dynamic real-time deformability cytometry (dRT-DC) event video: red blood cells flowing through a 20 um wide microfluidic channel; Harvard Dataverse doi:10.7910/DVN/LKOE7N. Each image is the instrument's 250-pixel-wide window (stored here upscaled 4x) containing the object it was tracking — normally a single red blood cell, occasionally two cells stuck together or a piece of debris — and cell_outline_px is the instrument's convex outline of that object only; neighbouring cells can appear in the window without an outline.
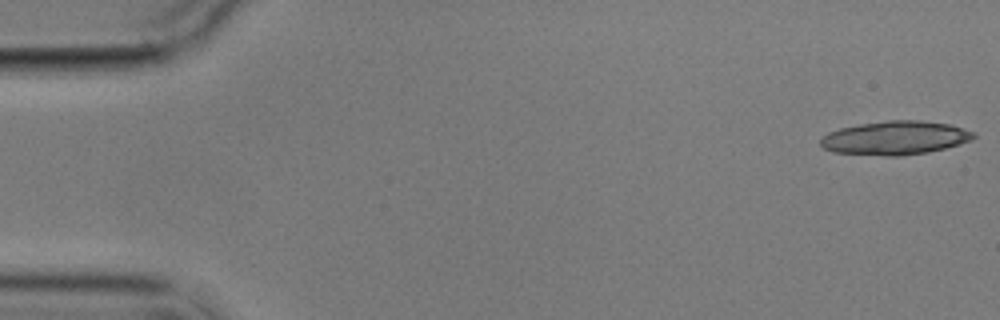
{"species": "common noctule bat (a hibernating species)", "species_latin": "Nyctalus noctula", "temperature_condition": "cold", "stored_images_in_passage": 5, "camera_frame_rate_fps": 3000, "um_per_image_px": 0.085, "animal": {"sex": "male", "body_mass_g": 17.9}, "frame": {"image": 1, "passage_image": 1, "time_ms": 0.0, "image_size_px": [1000, 320], "cell_outline_px": [[976, 136], [972, 140], [944, 148], [928, 152], [900, 156], [888, 156], [832, 152], [824, 148], [820, 144], [820, 140], [828, 132], [840, 128], [860, 124], [888, 120], [920, 120], [948, 124], [976, 132]], "centroid_in_image_um": [76.09, 11.72], "position_along_channel_um": 8.9, "area_um2": 30.0}}